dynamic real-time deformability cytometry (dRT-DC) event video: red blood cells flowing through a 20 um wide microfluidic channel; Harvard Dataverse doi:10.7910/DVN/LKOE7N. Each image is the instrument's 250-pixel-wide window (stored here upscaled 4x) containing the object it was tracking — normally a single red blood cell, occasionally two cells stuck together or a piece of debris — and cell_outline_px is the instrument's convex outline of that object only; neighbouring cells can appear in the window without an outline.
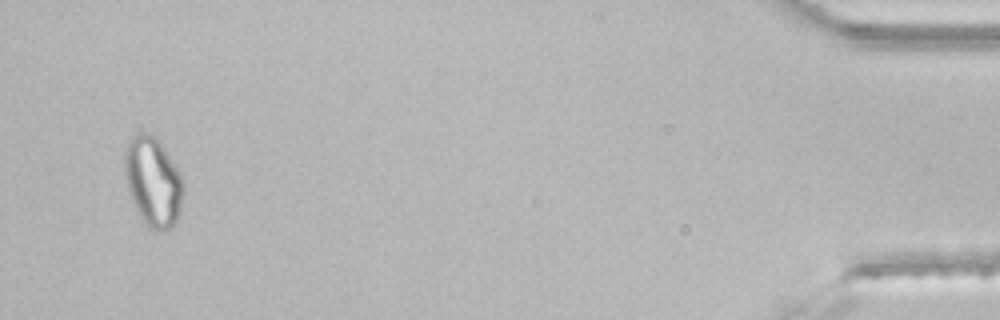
{"species": "common noctule bat (a hibernating species)", "species_latin": "Nyctalus noctula", "temperature_condition": "room temperature", "stored_images_in_passage": 45, "segment_of_instrument_passage": [2, 2], "camera_frame_rate_fps": 3000, "um_per_image_px": 0.085, "animal": {"sex": "male", "body_mass_g": 21.5, "forearm_length_mm": 52.0}, "frame": {"image": 1, "passage_image": 44, "time_ms": 14.333, "image_size_px": [1000, 320], "cell_outline_px": [[184, 192], [180, 208], [176, 220], [164, 232], [160, 232], [148, 228], [140, 220], [128, 192], [124, 172], [124, 152], [128, 140], [132, 136], [152, 136], [160, 140], [176, 168], [180, 176]], "centroid_in_image_um": [12.97, 15.51], "position_along_channel_um": 422.2, "area_um2": 30.35}}